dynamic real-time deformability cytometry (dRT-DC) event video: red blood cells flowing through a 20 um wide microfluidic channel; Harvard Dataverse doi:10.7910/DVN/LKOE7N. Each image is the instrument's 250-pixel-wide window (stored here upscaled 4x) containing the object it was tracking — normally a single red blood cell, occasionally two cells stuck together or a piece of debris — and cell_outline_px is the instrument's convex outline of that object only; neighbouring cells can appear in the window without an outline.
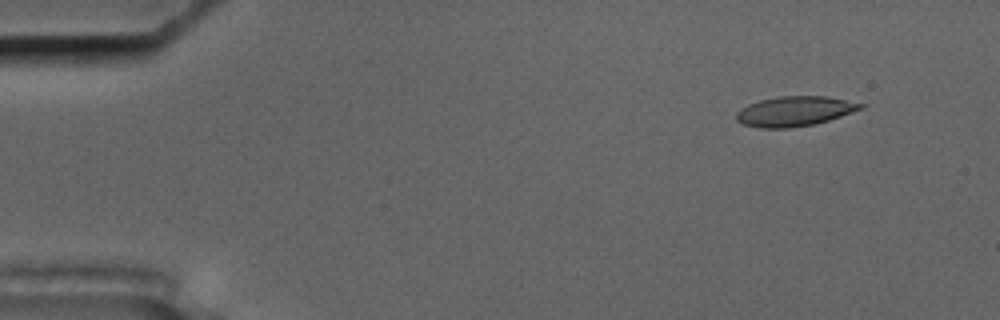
{"species": "common noctule bat (a hibernating species)", "species_latin": "Nyctalus noctula", "temperature_condition": "cold", "stored_images_in_passage": 57, "camera_frame_rate_fps": 3000, "um_per_image_px": 0.085, "animal": {"sex": "male", "body_mass_g": 17.5, "forearm_length_mm": 52.3}, "frame": {"image": 1, "passage_image": 6, "time_ms": 1.667, "image_size_px": [1000, 320], "cell_outline_px": [[868, 104], [864, 108], [816, 124], [788, 128], [760, 128], [744, 124], [736, 120], [736, 112], [740, 108], [748, 104], [760, 100], [780, 96], [824, 96]], "centroid_in_image_um": [67.55, 9.45], "position_along_channel_um": 17.5, "area_um2": 21.68}}
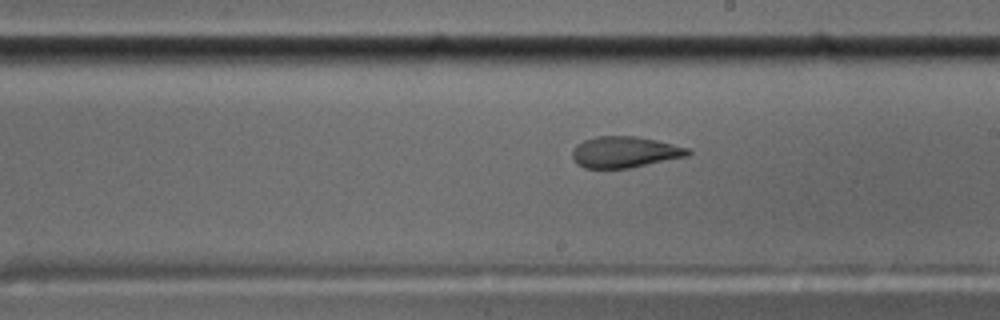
{"frame": {"image": 2, "passage_image": 33, "time_ms": 10.667, "image_size_px": [1000, 320], "cell_outline_px": [[692, 152], [688, 156], [632, 168], [584, 168], [576, 164], [572, 156], [572, 148], [576, 144], [584, 140], [596, 136], [636, 136], [656, 140], [688, 148]], "centroid_in_image_um": [53.08, 12.93], "position_along_channel_um": 235.9, "area_um2": 21.21}}
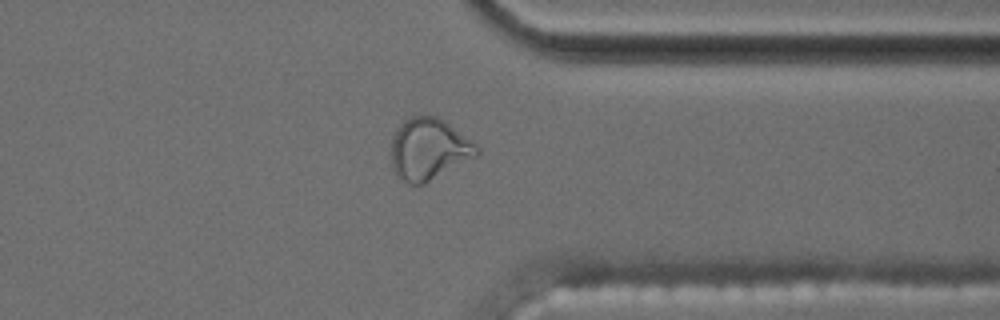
{"frame": {"image": 3, "passage_image": 45, "time_ms": 14.667, "image_size_px": [1000, 320], "cell_outline_px": [[480, 152], [476, 156], [424, 184], [408, 184], [396, 176], [392, 168], [392, 136], [400, 124], [404, 120], [412, 116], [436, 116], [444, 120], [472, 140], [480, 148]], "centroid_in_image_um": [36.44, 12.68], "position_along_channel_um": 375.0, "area_um2": 30.75}, "authors_computed_cell_mechanics": {"area_um2": 22.1374, "velocity_mm_per_s": 3.5413, "shape_relaxation_time_tau1_ms": null, "shape_relaxation_time_tau2_ms": 1.9295, "deformation_change_tau1": null, "deformation_change_tau2": 0.0959}}